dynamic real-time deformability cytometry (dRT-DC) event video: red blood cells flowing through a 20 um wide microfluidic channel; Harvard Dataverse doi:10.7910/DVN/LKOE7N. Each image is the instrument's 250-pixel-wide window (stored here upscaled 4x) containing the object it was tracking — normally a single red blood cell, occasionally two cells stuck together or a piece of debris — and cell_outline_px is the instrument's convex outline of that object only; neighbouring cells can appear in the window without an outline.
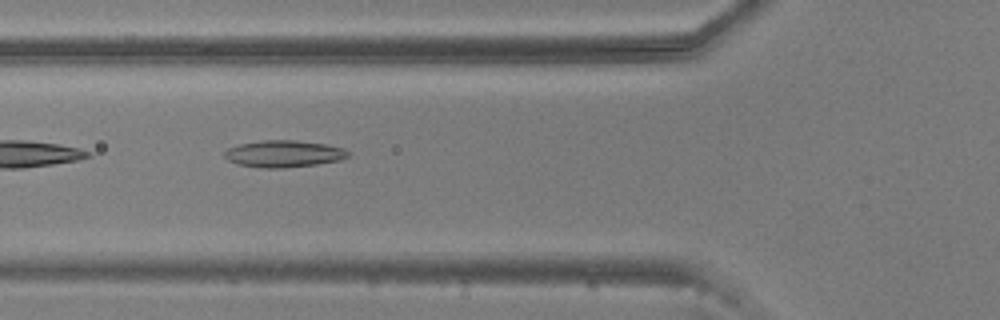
{"species": "common noctule bat (a hibernating species)", "species_latin": "Nyctalus noctula", "temperature_condition": "warm", "stored_images_in_passage": 19, "camera_frame_rate_fps": 3000, "um_per_image_px": 0.085, "animal": {"sex": "male", "body_mass_g": 20.5, "forearm_length_mm": 52.5}, "frame": {"image": 1, "passage_image": 3, "time_ms": 0.667, "image_size_px": [1000, 320], "cell_outline_px": [[348, 156], [340, 160], [316, 164], [284, 168], [264, 168], [236, 164], [228, 160], [224, 156], [224, 152], [228, 148], [240, 144], [264, 140], [296, 140], [324, 144], [344, 148], [348, 152]], "centroid_in_image_um": [24.1, 13.07], "position_along_channel_um": 101.7, "area_um2": 19.25}}
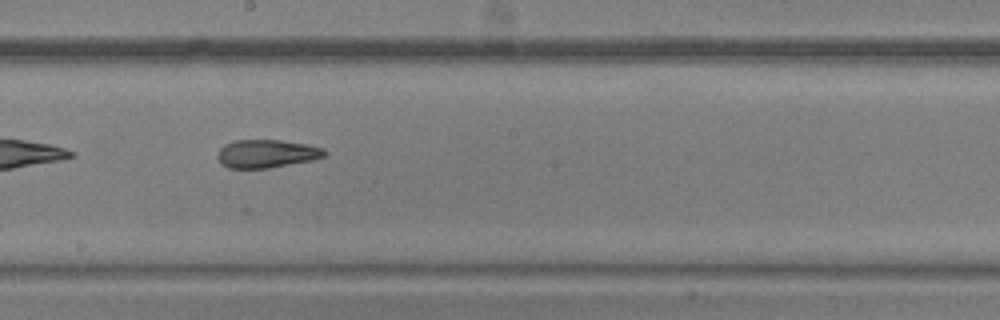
{"frame": {"image": 2, "passage_image": 13, "time_ms": 4.0, "image_size_px": [1000, 320], "cell_outline_px": [[328, 152], [324, 156], [312, 160], [268, 168], [228, 168], [220, 164], [216, 156], [220, 148], [224, 144], [236, 140], [280, 140], [308, 144], [324, 148]], "centroid_in_image_um": [22.65, 13.06], "position_along_channel_um": 225.6, "area_um2": 17.69}}